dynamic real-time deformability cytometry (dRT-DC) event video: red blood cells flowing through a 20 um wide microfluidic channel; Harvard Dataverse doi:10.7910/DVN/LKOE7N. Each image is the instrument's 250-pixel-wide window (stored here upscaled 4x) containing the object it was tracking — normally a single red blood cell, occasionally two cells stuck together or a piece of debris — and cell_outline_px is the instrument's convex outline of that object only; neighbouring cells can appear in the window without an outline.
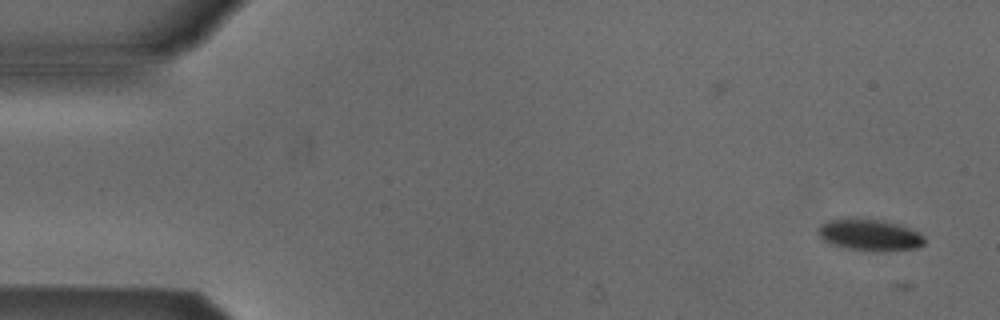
{"species": "Egyptian fruit bat (a non-hibernating species)", "species_latin": "Rousettus aegyptiacus", "temperature_condition": "cold", "stored_images_in_passage": 2, "camera_frame_rate_fps": 3000, "um_per_image_px": 0.085, "animal": {"sex": "male"}, "frame": {"image": 1, "passage_image": 2, "time_ms": 1.333, "image_size_px": [1000, 320], "cell_outline_px": [[924, 244], [916, 248], [848, 248], [832, 244], [824, 240], [816, 232], [820, 224], [828, 220], [880, 220], [900, 224], [920, 232], [924, 236]], "centroid_in_image_um": [73.92, 19.93], "position_along_channel_um": 11.1, "area_um2": 18.26}}